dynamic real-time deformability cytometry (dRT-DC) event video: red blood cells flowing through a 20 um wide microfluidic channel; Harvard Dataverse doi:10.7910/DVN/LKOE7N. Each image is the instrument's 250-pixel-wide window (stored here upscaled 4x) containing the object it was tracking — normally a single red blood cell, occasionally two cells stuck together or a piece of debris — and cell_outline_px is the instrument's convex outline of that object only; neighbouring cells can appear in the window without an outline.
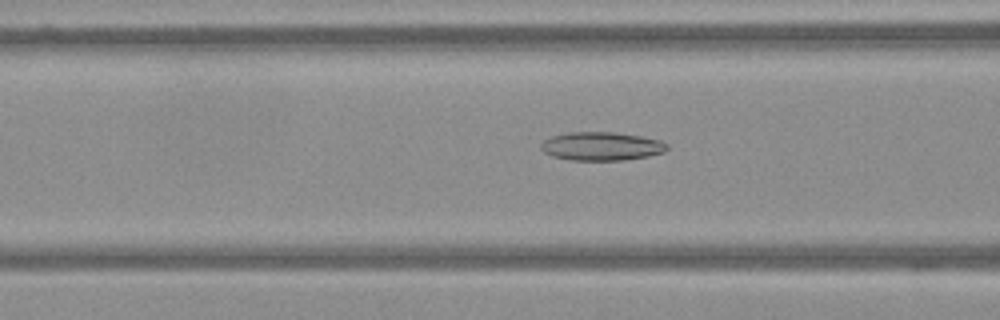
{"species": "Egyptian fruit bat (a non-hibernating species)", "species_latin": "Rousettus aegyptiacus", "temperature_condition": "warm", "stored_images_in_passage": 65, "camera_frame_rate_fps": 3000, "um_per_image_px": 0.085, "frame": {"image": 1, "passage_image": 27, "time_ms": 8.667, "image_size_px": [1000, 320], "cell_outline_px": [[668, 148], [664, 152], [648, 156], [624, 160], [572, 160], [552, 156], [544, 152], [540, 148], [540, 144], [544, 140], [552, 136], [568, 132], [616, 132], [640, 136], [660, 140], [668, 144]], "centroid_in_image_um": [51.12, 12.43], "position_along_channel_um": 115.5, "area_um2": 20.98}}
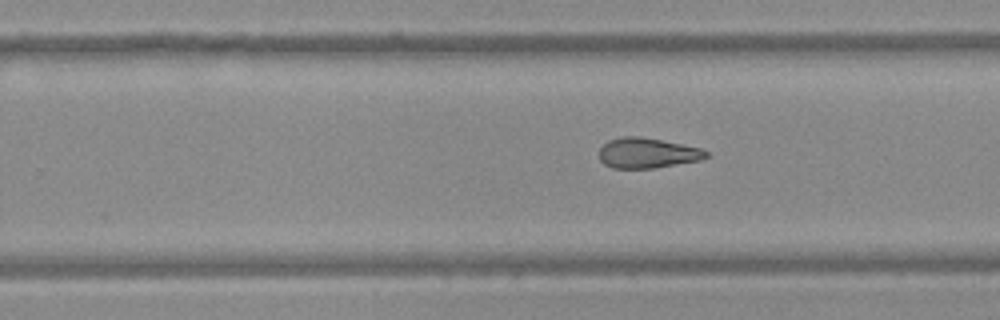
{"frame": {"image": 2, "passage_image": 42, "time_ms": 13.667, "image_size_px": [1000, 320], "cell_outline_px": [[708, 156], [700, 160], [652, 168], [612, 168], [604, 164], [600, 160], [600, 148], [608, 140], [624, 136], [640, 136], [700, 148], [708, 152]], "centroid_in_image_um": [54.99, 13.0], "position_along_channel_um": 274.8, "area_um2": 18.61}}
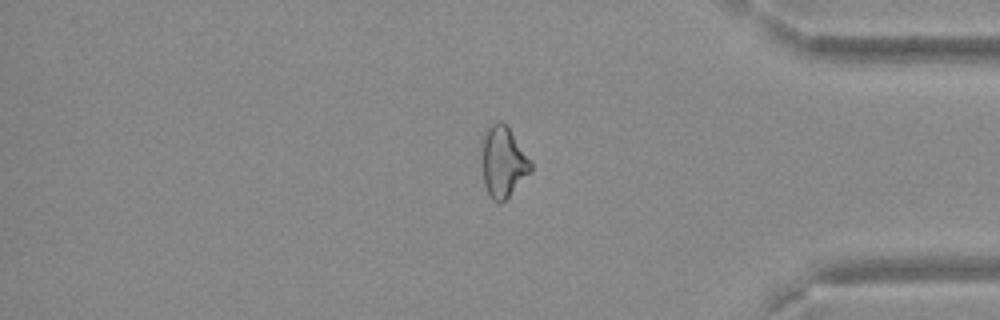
{"frame": {"image": 3, "passage_image": 55, "time_ms": 18.0, "image_size_px": [1000, 320], "cell_outline_px": [[532, 172], [500, 204], [492, 200], [484, 184], [480, 152], [484, 132], [496, 120], [500, 120], [508, 128], [532, 164]], "centroid_in_image_um": [42.72, 13.77], "position_along_channel_um": 392.5, "area_um2": 20.11}}